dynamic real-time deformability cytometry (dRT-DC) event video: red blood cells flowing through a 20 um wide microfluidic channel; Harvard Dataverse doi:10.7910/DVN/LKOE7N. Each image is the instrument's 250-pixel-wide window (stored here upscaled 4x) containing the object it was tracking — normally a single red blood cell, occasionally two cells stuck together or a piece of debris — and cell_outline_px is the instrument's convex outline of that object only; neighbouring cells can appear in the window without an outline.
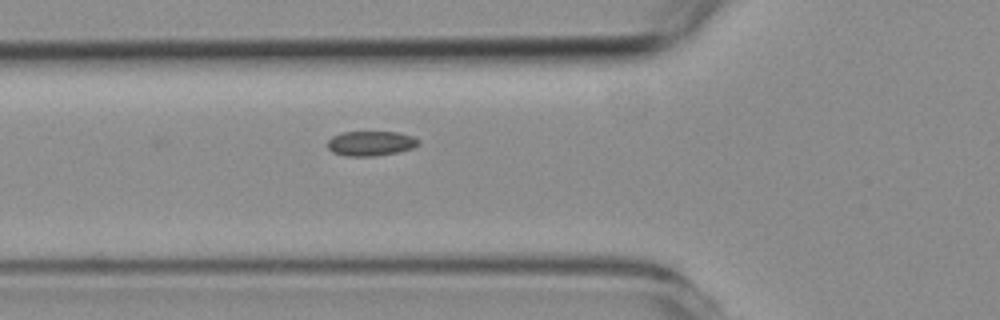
{"species": "common noctule bat (a hibernating species)", "species_latin": "Nyctalus noctula", "temperature_condition": "room temperature", "stored_images_in_passage": 3, "camera_frame_rate_fps": 3000, "um_per_image_px": 0.085, "animal": {"sex": "female", "body_mass_g": 19.3, "forearm_length_mm": 54.1}, "frame": {"image": 1, "passage_image": 3, "time_ms": 2.0, "image_size_px": [1000, 320], "cell_outline_px": [[420, 140], [412, 148], [396, 152], [372, 156], [344, 156], [332, 152], [328, 148], [328, 140], [332, 136], [340, 132], [400, 132], [412, 136]], "centroid_in_image_um": [31.47, 12.18], "position_along_channel_um": 94.3, "area_um2": 13.06}}